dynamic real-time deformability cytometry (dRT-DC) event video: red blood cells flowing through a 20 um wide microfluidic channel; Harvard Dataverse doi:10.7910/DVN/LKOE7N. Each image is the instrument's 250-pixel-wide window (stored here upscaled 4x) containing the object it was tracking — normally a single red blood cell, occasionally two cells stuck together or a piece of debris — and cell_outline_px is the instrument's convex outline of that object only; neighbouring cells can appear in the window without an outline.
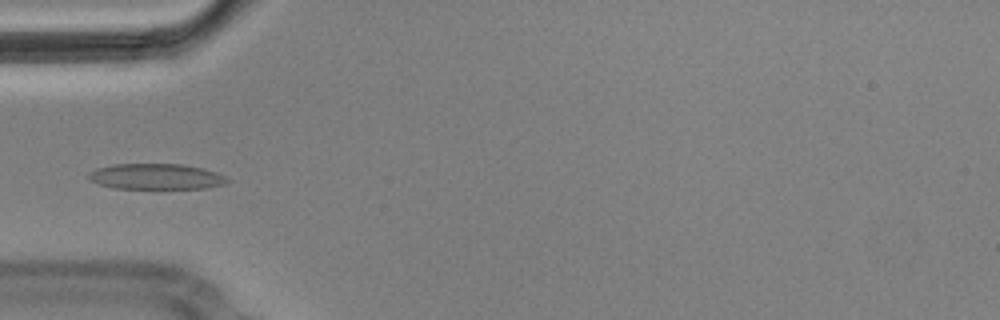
{"species": "Egyptian fruit bat (a non-hibernating species)", "species_latin": "Rousettus aegyptiacus", "temperature_condition": "cold", "stored_images_in_passage": 5, "camera_frame_rate_fps": 3000, "um_per_image_px": 0.085, "animal": {"sex": "male"}, "frame": {"image": 1, "passage_image": 5, "time_ms": 1.333, "image_size_px": [1000, 320], "cell_outline_px": [[232, 180], [224, 184], [204, 188], [160, 192], [116, 188], [100, 184], [92, 180], [88, 176], [88, 172], [96, 168], [112, 164], [184, 164], [204, 168], [216, 172]], "centroid_in_image_um": [13.31, 15.05], "position_along_channel_um": 71.7, "area_um2": 21.96}}